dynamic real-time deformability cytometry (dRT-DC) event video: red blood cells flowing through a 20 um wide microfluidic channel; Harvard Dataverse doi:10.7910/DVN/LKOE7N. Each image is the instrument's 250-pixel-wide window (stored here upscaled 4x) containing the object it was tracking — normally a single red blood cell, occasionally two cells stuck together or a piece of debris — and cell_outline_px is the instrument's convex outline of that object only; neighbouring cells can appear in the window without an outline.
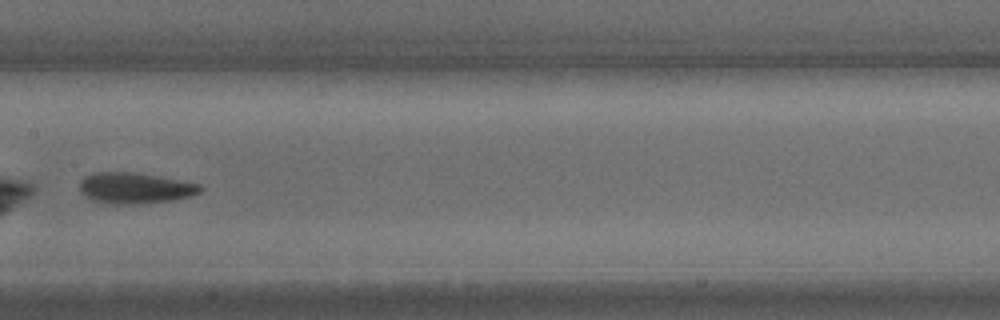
{"species": "common noctule bat (a hibernating species)", "species_latin": "Nyctalus noctula", "temperature_condition": "warm", "stored_images_in_passage": 26, "camera_frame_rate_fps": 3000, "um_per_image_px": 0.085, "animal": {"sex": "male", "body_mass_g": 15.6}, "frame": {"image": 1, "passage_image": 11, "time_ms": 3.333, "image_size_px": [1000, 320], "cell_outline_px": [[204, 188], [200, 192], [188, 196], [172, 200], [132, 204], [104, 204], [92, 200], [84, 196], [80, 192], [80, 180], [84, 176], [96, 172], [136, 172], [160, 176], [200, 184]], "centroid_in_image_um": [11.43, 15.98], "position_along_channel_um": 196.0, "area_um2": 21.91}}
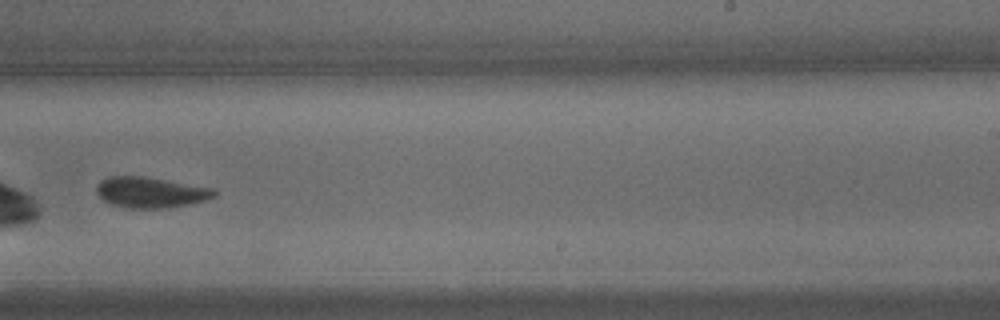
{"frame": {"image": 2, "passage_image": 15, "time_ms": 4.667, "image_size_px": [1000, 320], "cell_outline_px": [[216, 196], [204, 200], [188, 204], [160, 208], [132, 208], [112, 204], [104, 200], [96, 192], [96, 184], [100, 180], [108, 176], [144, 176], [216, 188]], "centroid_in_image_um": [12.8, 16.33], "position_along_channel_um": 276.2, "area_um2": 21.04}}